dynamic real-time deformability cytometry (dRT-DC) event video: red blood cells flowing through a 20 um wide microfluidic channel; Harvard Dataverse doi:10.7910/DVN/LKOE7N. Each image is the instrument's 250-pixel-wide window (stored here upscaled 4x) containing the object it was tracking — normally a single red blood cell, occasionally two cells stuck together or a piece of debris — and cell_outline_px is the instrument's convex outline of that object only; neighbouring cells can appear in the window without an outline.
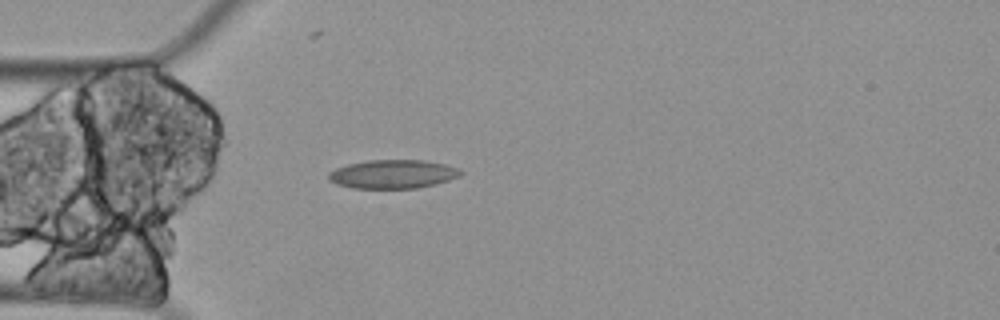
{"species": "Egyptian fruit bat (a non-hibernating species)", "species_latin": "Rousettus aegyptiacus", "temperature_condition": "cold", "stored_images_in_passage": 2, "camera_frame_rate_fps": 3000, "um_per_image_px": 0.085, "animal": {"sex": "female"}, "frame": {"image": 1, "passage_image": 2, "time_ms": 0.333, "image_size_px": [1000, 320], "cell_outline_px": [[464, 172], [460, 176], [436, 184], [416, 188], [352, 188], [336, 184], [328, 180], [328, 172], [336, 168], [348, 164], [368, 160], [424, 160], [444, 164], [460, 168]], "centroid_in_image_um": [33.39, 14.8], "position_along_channel_um": 51.6, "area_um2": 22.2}}